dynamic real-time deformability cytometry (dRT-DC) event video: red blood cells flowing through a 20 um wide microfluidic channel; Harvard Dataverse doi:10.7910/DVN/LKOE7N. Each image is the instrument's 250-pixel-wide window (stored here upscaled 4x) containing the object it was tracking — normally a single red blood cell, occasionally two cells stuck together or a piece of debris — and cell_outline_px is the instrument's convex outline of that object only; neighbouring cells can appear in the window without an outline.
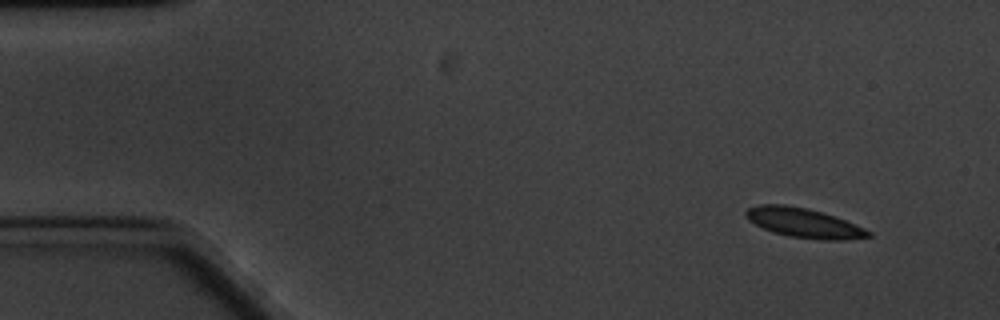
{"species": "common noctule bat (a hibernating species)", "species_latin": "Nyctalus noctula", "temperature_condition": "cold", "stored_images_in_passage": 57, "camera_frame_rate_fps": 3000, "um_per_image_px": 0.085, "animal": {"sex": "male", "body_mass_g": 20.1, "forearm_length_mm": 53.5}, "frame": {"image": 1, "passage_image": 1, "time_ms": 0.0, "image_size_px": [1000, 320], "cell_outline_px": [[872, 236], [844, 240], [820, 240], [788, 236], [772, 232], [748, 220], [744, 216], [744, 212], [748, 208], [760, 204], [784, 204], [808, 208], [856, 224], [872, 232]], "centroid_in_image_um": [68.3, 18.95], "position_along_channel_um": 16.7, "area_um2": 21.04}}
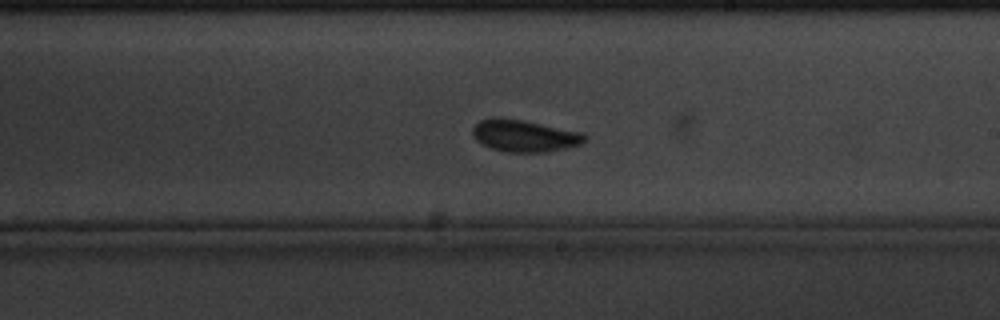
{"frame": {"image": 2, "passage_image": 31, "time_ms": 10.0, "image_size_px": [1000, 320], "cell_outline_px": [[588, 140], [584, 144], [568, 148], [548, 152], [504, 152], [480, 144], [472, 136], [472, 128], [480, 120], [496, 116], [500, 116], [524, 120], [584, 132], [588, 136]], "centroid_in_image_um": [44.62, 11.53], "position_along_channel_um": 244.4, "area_um2": 21.62}}
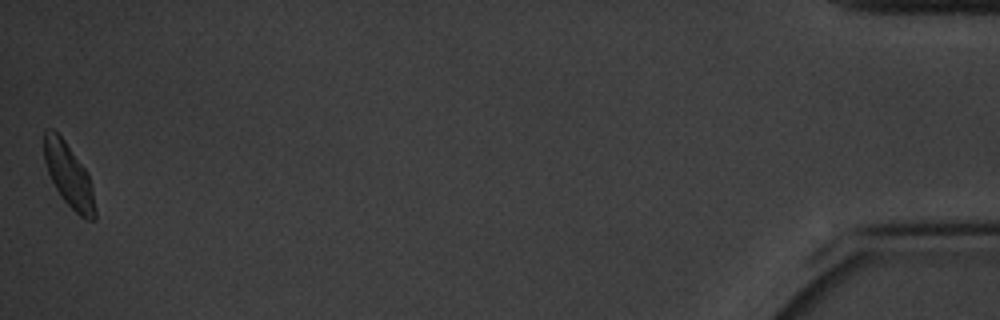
{"frame": {"image": 3, "passage_image": 57, "time_ms": 18.667, "image_size_px": [1000, 320], "cell_outline_px": [[96, 220], [84, 220], [60, 196], [48, 172], [44, 160], [44, 128], [52, 128], [64, 140], [88, 172], [92, 188], [96, 208]], "centroid_in_image_um": [5.86, 14.91], "position_along_channel_um": 429.3, "area_um2": 18.9}, "authors_computed_cell_mechanics": {"area_um2": 20.2878, "velocity_mm_per_s": 3.2261, "shape_relaxation_time_tau1_ms": 2.8136, "shape_relaxation_time_tau2_ms": null, "deformation_change_tau1": 0.0777, "deformation_change_tau2": null}}